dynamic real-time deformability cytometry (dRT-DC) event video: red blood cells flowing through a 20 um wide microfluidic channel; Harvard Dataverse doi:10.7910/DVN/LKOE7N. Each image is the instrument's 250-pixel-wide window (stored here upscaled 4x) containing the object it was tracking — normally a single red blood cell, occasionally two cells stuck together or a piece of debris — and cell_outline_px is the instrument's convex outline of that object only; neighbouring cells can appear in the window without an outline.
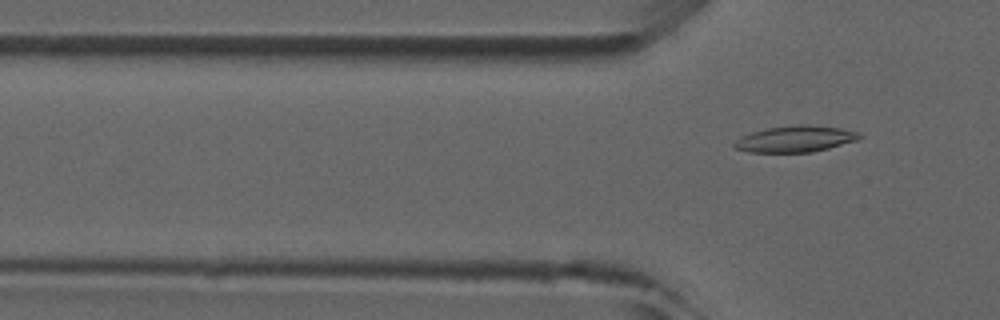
{"species": "common noctule bat (a hibernating species)", "species_latin": "Nyctalus noctula", "temperature_condition": "room temperature", "stored_images_in_passage": 4, "camera_frame_rate_fps": 3000, "um_per_image_px": 0.085, "animal": {"sex": "male", "forearm_length_mm": 52.5}, "frame": {"image": 1, "passage_image": 4, "time_ms": 4.333, "image_size_px": [1000, 320], "cell_outline_px": [[860, 136], [856, 140], [828, 148], [812, 152], [748, 152], [732, 148], [732, 144], [740, 136], [752, 132], [768, 128], [796, 124], [808, 124], [840, 128], [860, 132]], "centroid_in_image_um": [67.54, 11.8], "position_along_channel_um": 58.3, "area_um2": 19.19}}